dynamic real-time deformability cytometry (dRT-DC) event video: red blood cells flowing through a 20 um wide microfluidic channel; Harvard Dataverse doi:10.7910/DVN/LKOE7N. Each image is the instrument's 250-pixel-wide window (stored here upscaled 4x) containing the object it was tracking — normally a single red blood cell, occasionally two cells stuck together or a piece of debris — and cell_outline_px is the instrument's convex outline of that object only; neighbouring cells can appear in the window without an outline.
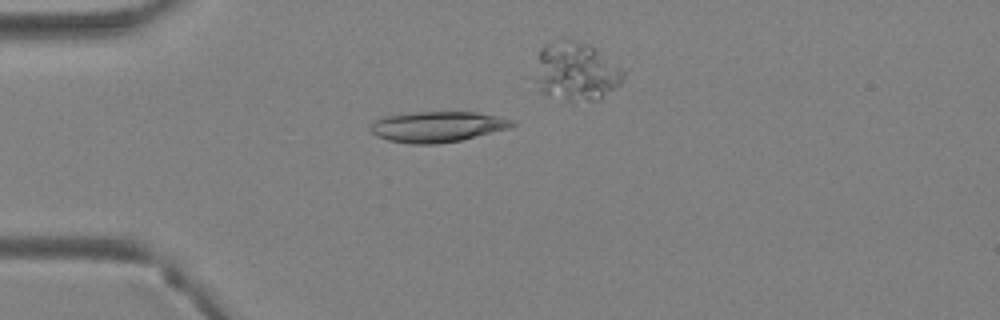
{"species": "Egyptian fruit bat (a non-hibernating species)", "species_latin": "Rousettus aegyptiacus", "temperature_condition": "warm", "stored_images_in_passage": 3, "camera_frame_rate_fps": 3000, "um_per_image_px": 0.085, "animal": {"sex": "female"}, "frame": {"image": 1, "passage_image": 1, "time_ms": 0.0, "image_size_px": [1000, 320], "cell_outline_px": [[516, 124], [508, 128], [460, 140], [436, 144], [412, 144], [388, 140], [376, 136], [368, 128], [372, 120], [380, 116], [408, 112], [476, 112], [516, 120]], "centroid_in_image_um": [37.09, 10.75], "position_along_channel_um": 47.9, "area_um2": 25.55}}